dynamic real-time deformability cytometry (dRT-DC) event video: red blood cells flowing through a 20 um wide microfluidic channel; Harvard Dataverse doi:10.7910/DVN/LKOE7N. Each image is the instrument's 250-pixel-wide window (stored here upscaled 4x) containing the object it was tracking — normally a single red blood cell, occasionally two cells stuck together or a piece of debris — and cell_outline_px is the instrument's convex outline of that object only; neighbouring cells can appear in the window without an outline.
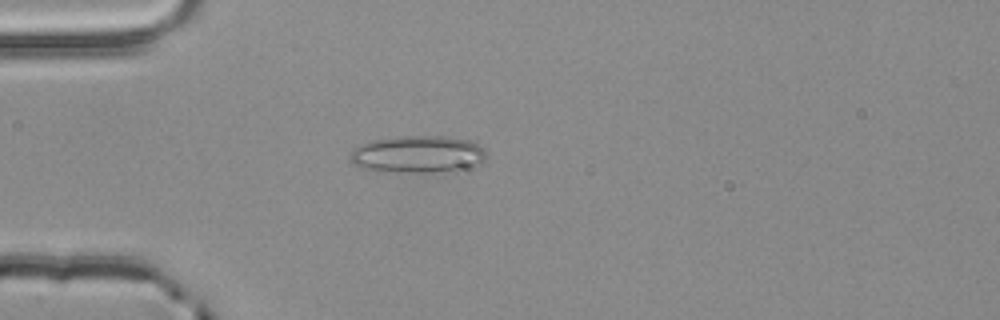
{"species": "common noctule bat (a hibernating species)", "species_latin": "Nyctalus noctula", "temperature_condition": "room temperature", "stored_images_in_passage": 47, "camera_frame_rate_fps": 3000, "um_per_image_px": 0.085, "animal": {"sex": "male", "body_mass_g": 20.4}, "frame": {"image": 1, "passage_image": 8, "time_ms": 2.333, "image_size_px": [1000, 320], "cell_outline_px": [[488, 156], [484, 160], [460, 172], [384, 172], [364, 168], [352, 164], [348, 156], [352, 148], [360, 144], [372, 140], [404, 136], [448, 136], [468, 140], [484, 148]], "centroid_in_image_um": [35.51, 13.13], "position_along_channel_um": 49.5, "area_um2": 30.11}}
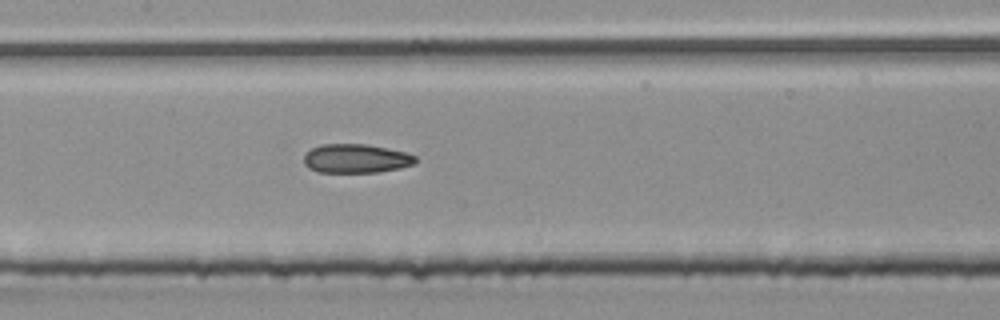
{"frame": {"image": 2, "passage_image": 19, "time_ms": 6.0, "image_size_px": [1000, 320], "cell_outline_px": [[416, 164], [400, 168], [380, 172], [320, 172], [308, 168], [304, 164], [304, 156], [312, 148], [320, 144], [368, 144], [404, 152], [416, 156]], "centroid_in_image_um": [30.27, 13.48], "position_along_channel_um": 177.1, "area_um2": 18.84}}
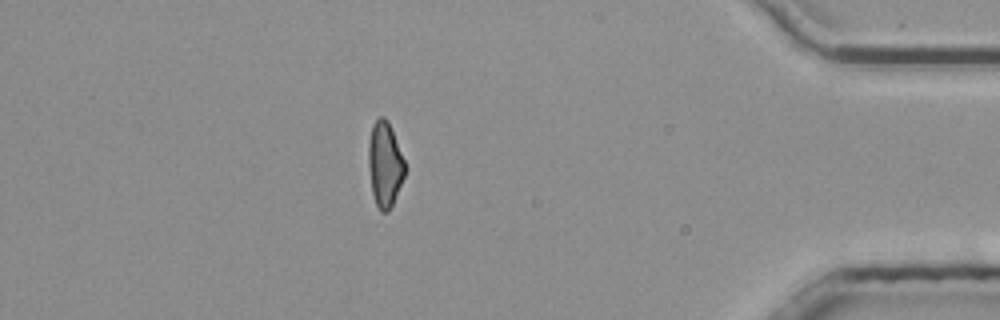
{"frame": {"image": 3, "passage_image": 40, "time_ms": 13.0, "image_size_px": [1000, 320], "cell_outline_px": [[408, 168], [392, 204], [388, 212], [380, 212], [376, 204], [372, 192], [368, 168], [368, 144], [372, 124], [380, 116], [384, 116], [388, 120]], "centroid_in_image_um": [32.71, 13.95], "position_along_channel_um": 402.5, "area_um2": 18.32}, "authors_computed_cell_mechanics": {"area_um2": 19.2474, "velocity_mm_per_s": 3.8565, "shape_relaxation_time_tau1_ms": 9.8067, "shape_relaxation_time_tau2_ms": 3.9299, "deformation_change_tau1": 0.1725, "deformation_change_tau2": 0.1219}}